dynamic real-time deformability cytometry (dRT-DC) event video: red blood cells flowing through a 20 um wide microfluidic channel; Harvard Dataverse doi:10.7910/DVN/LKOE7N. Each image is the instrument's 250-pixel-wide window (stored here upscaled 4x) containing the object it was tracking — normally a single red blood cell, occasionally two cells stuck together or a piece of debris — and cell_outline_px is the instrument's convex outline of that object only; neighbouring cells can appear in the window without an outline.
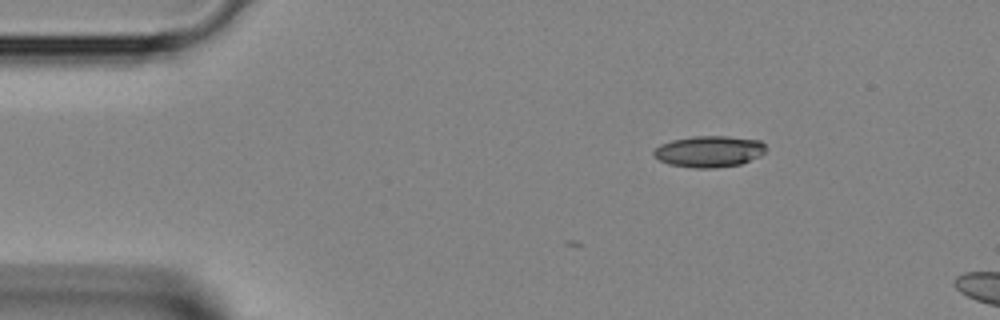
{"species": "Egyptian fruit bat (a non-hibernating species)", "species_latin": "Rousettus aegyptiacus", "temperature_condition": "room temperature", "stored_images_in_passage": 4, "camera_frame_rate_fps": 3000, "um_per_image_px": 0.085, "animal": {"sex": "female"}, "frame": {"image": 1, "passage_image": 1, "time_ms": 0.0, "image_size_px": [1000, 320], "cell_outline_px": [[768, 148], [760, 156], [740, 164], [716, 168], [696, 168], [668, 164], [660, 160], [652, 152], [660, 144], [672, 140], [692, 136], [728, 136], [760, 140]], "centroid_in_image_um": [60.3, 12.87], "position_along_channel_um": 24.7, "area_um2": 20.52}}